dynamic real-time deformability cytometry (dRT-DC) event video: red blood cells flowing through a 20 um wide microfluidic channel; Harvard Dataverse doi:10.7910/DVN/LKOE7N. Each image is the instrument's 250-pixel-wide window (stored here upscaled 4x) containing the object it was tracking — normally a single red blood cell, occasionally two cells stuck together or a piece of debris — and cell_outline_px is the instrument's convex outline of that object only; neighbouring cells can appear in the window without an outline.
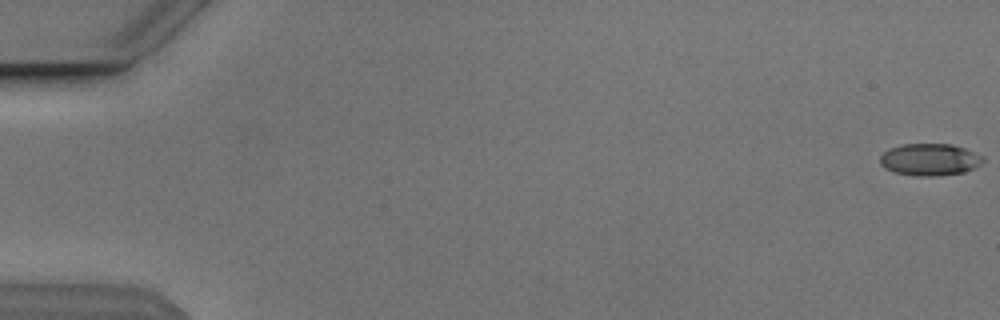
{"species": "Egyptian fruit bat (a non-hibernating species)", "species_latin": "Rousettus aegyptiacus", "temperature_condition": "cold", "stored_images_in_passage": 54, "camera_frame_rate_fps": 3000, "um_per_image_px": 0.085, "animal": {"sex": "male"}, "frame": {"image": 1, "passage_image": 1, "time_ms": 0.0, "image_size_px": [1000, 320], "cell_outline_px": [[984, 160], [980, 164], [964, 172], [932, 176], [916, 176], [896, 172], [884, 168], [880, 164], [880, 156], [888, 148], [900, 144], [952, 144], [964, 148], [984, 156]], "centroid_in_image_um": [79.0, 13.55], "position_along_channel_um": 6.0, "area_um2": 19.19}}
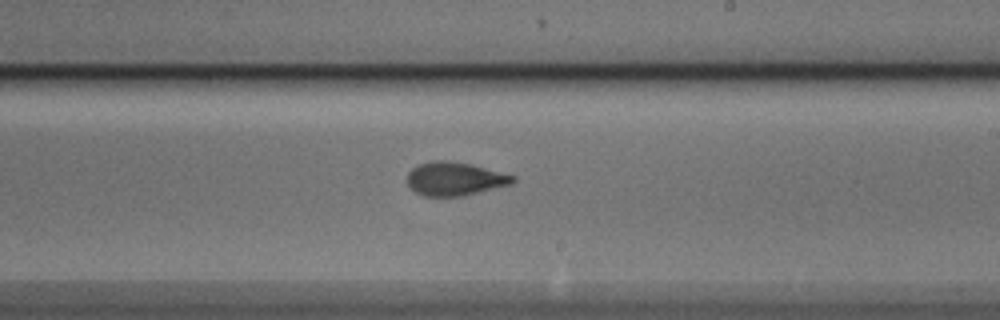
{"frame": {"image": 2, "passage_image": 33, "time_ms": 10.667, "image_size_px": [1000, 320], "cell_outline_px": [[516, 180], [512, 184], [464, 196], [424, 196], [416, 192], [408, 184], [408, 172], [412, 168], [420, 164], [432, 160], [448, 160], [472, 164], [516, 176]], "centroid_in_image_um": [38.69, 15.19], "position_along_channel_um": 250.3, "area_um2": 20.69}}
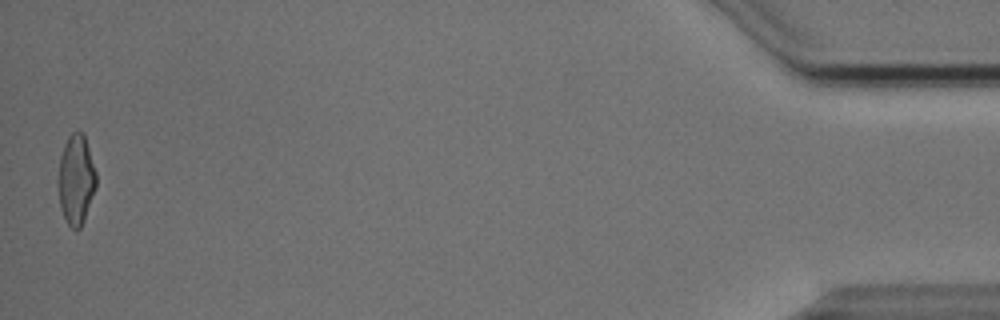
{"frame": {"image": 3, "passage_image": 54, "time_ms": 17.667, "image_size_px": [1000, 320], "cell_outline_px": [[96, 188], [84, 220], [80, 228], [76, 232], [68, 224], [60, 208], [60, 156], [64, 144], [68, 136], [72, 132], [84, 132], [96, 172]], "centroid_in_image_um": [6.5, 15.26], "position_along_channel_um": 428.7, "area_um2": 19.59}, "authors_computed_cell_mechanics": {"area_um2": 19.7387, "velocity_mm_per_s": 3.8509, "shape_relaxation_time_tau1_ms": 4.1846, "shape_relaxation_time_tau2_ms": 1.6114, "deformation_change_tau1": 0.1691, "deformation_change_tau2": 0.0785}}